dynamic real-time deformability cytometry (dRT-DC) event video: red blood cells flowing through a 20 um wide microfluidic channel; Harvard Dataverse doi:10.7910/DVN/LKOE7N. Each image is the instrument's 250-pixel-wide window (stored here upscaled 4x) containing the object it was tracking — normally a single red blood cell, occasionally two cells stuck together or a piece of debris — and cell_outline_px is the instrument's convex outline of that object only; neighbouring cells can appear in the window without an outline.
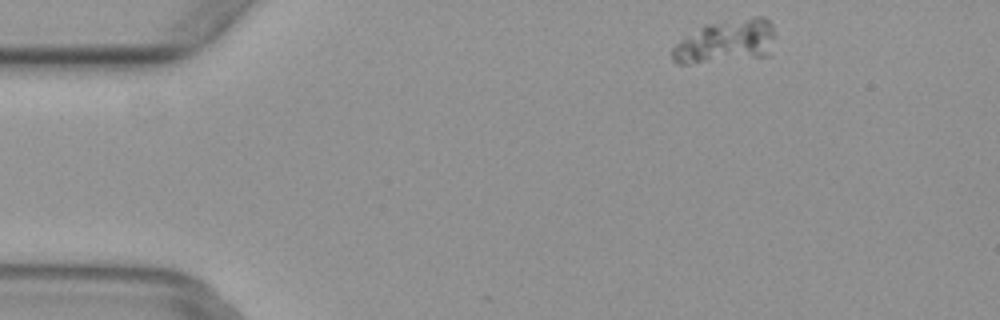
{"species": "common noctule bat (a hibernating species)", "species_latin": "Nyctalus noctula", "temperature_condition": "warm", "stored_images_in_passage": 5, "camera_frame_rate_fps": 3000, "um_per_image_px": 0.085, "animal": {"sex": "female", "body_mass_g": 29.2, "forearm_length_mm": 56.3}, "frame": {"image": 1, "passage_image": 1, "time_ms": 0.0, "image_size_px": [1000, 320], "cell_outline_px": [[776, 36], [772, 56], [688, 64], [676, 64], [672, 60], [668, 52], [680, 40], [704, 24], [752, 16], [764, 16], [772, 24]], "centroid_in_image_um": [61.75, 3.53], "position_along_channel_um": 23.3, "area_um2": 26.82}}